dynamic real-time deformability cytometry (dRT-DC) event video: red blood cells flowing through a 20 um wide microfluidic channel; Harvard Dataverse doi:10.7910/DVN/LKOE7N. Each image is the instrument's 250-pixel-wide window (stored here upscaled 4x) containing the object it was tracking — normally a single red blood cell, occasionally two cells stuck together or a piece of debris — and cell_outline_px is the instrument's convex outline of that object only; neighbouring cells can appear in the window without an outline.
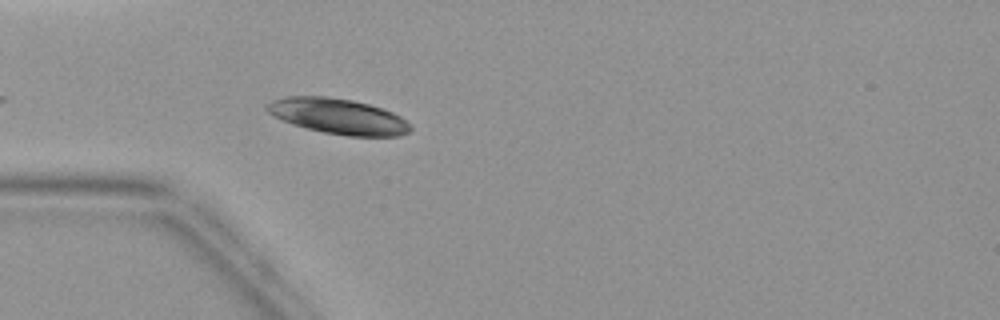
{"species": "common noctule bat (a hibernating species)", "species_latin": "Nyctalus noctula", "temperature_condition": "warm", "stored_images_in_passage": 3, "camera_frame_rate_fps": 3000, "um_per_image_px": 0.085, "animal": {"sex": "female", "body_mass_g": 19.9}, "frame": {"image": 1, "passage_image": 3, "time_ms": 2.333, "image_size_px": [1000, 320], "cell_outline_px": [[412, 128], [408, 132], [400, 136], [348, 136], [324, 132], [292, 124], [272, 116], [264, 108], [264, 104], [272, 100], [284, 96], [328, 96], [352, 100], [384, 108], [400, 116], [412, 124]], "centroid_in_image_um": [28.73, 9.87], "position_along_channel_um": 56.3, "area_um2": 29.94}}